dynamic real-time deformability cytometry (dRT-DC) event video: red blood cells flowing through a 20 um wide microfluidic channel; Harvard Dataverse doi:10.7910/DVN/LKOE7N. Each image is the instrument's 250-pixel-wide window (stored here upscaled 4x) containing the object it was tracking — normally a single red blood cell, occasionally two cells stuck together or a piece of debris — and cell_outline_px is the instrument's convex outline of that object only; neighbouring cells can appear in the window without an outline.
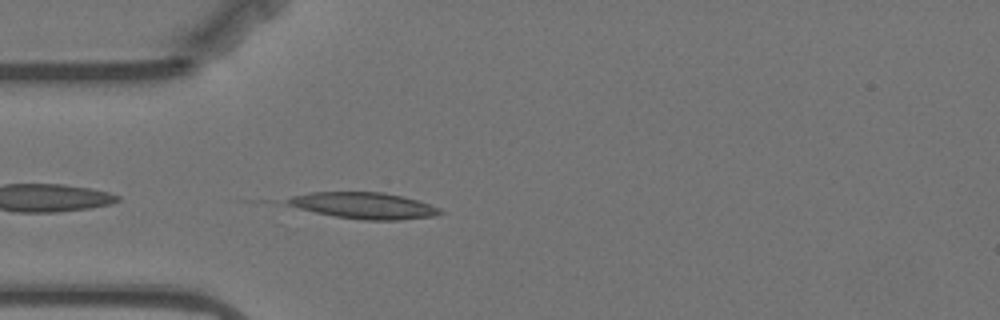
{"species": "Egyptian fruit bat (a non-hibernating species)", "species_latin": "Rousettus aegyptiacus", "temperature_condition": "warm", "stored_images_in_passage": 33, "camera_frame_rate_fps": 3000, "um_per_image_px": 0.085, "animal": {"sex": "female"}, "frame": {"image": 1, "passage_image": 3, "time_ms": 0.667, "image_size_px": [1000, 320], "cell_outline_px": [[444, 212], [436, 216], [400, 220], [364, 220], [336, 216], [316, 212], [300, 208], [288, 204], [284, 200], [292, 196], [308, 192], [384, 192], [404, 196], [440, 208]], "centroid_in_image_um": [30.96, 17.47], "position_along_channel_um": 54.0, "area_um2": 23.35}}
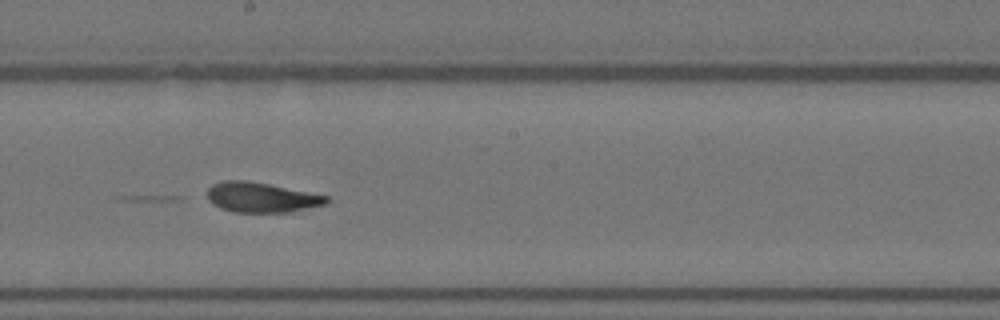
{"frame": {"image": 2, "passage_image": 18, "time_ms": 5.667, "image_size_px": [1000, 320], "cell_outline_px": [[332, 200], [328, 204], [288, 212], [232, 212], [220, 208], [212, 204], [208, 200], [208, 188], [212, 184], [224, 180], [244, 180], [268, 184], [328, 196]], "centroid_in_image_um": [22.22, 16.78], "position_along_channel_um": 226.0, "area_um2": 20.87}}
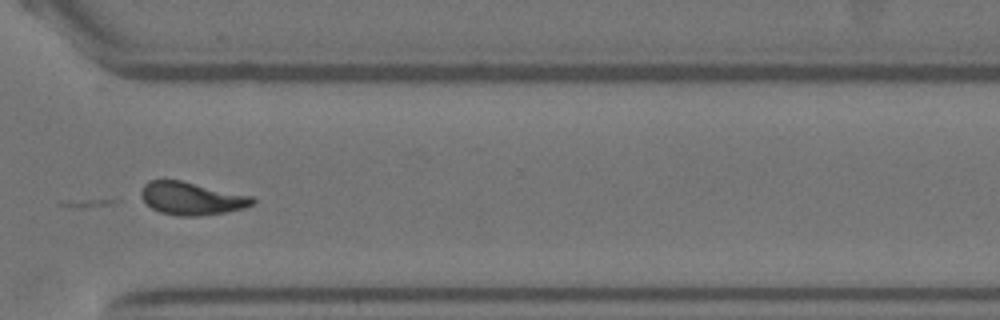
{"frame": {"image": 3, "passage_image": 29, "time_ms": 9.333, "image_size_px": [1000, 320], "cell_outline_px": [[256, 200], [252, 204], [244, 208], [224, 212], [196, 216], [180, 216], [160, 212], [152, 208], [140, 196], [140, 192], [144, 184], [148, 180], [180, 180], [252, 196]], "centroid_in_image_um": [16.26, 16.86], "position_along_channel_um": 354.3, "area_um2": 21.1}, "authors_computed_cell_mechanics": {"area_um2": 20.8658, "velocity_mm_per_s": 3.5057, "shape_relaxation_time_tau1_ms": 6.5509, "shape_relaxation_time_tau2_ms": 2.9147, "deformation_change_tau1": 0.1662, "deformation_change_tau2": 0.1069}}